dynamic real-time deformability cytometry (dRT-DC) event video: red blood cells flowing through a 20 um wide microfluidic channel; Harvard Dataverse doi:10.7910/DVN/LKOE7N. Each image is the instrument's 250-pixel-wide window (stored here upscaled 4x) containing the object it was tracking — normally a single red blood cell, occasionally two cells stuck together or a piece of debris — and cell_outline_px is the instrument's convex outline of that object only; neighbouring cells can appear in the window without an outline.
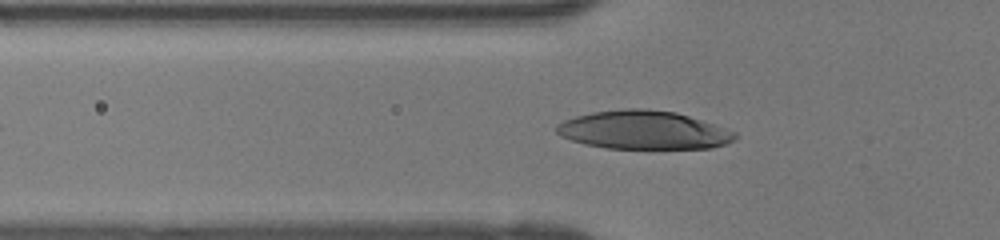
{"species": "human", "species_latin": "Homo sapiens", "temperature_condition": "room temperature", "stored_images_in_passage": 43, "camera_frame_rate_fps": 3000, "um_per_image_px": 0.085, "donor": {"sex": "female"}, "frame": {"image": 1, "passage_image": 17, "time_ms": 5.333, "image_size_px": [1000, 240], "cell_outline_px": [[732, 136], [728, 140], [720, 144], [708, 148], [612, 148], [588, 144], [564, 136], [556, 128], [560, 124], [568, 120], [580, 116], [600, 112], [672, 112], [684, 116]], "centroid_in_image_um": [54.54, 11.12], "position_along_channel_um": 71.3, "area_um2": 35.49}}
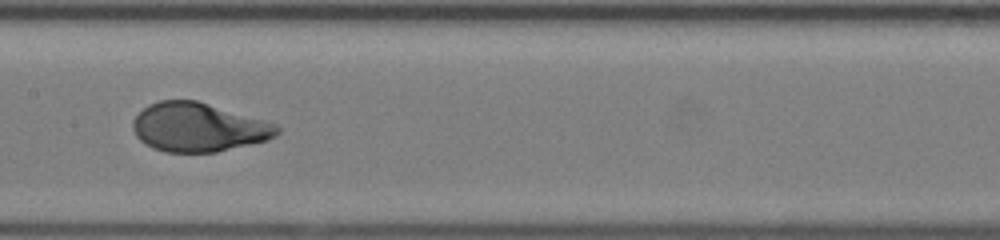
{"frame": {"image": 2, "passage_image": 25, "time_ms": 8.0, "image_size_px": [1000, 240], "cell_outline_px": [[276, 132], [272, 136], [264, 140], [212, 152], [172, 152], [156, 148], [148, 144], [136, 132], [136, 116], [144, 108], [152, 104], [164, 100], [192, 100], [276, 128]], "centroid_in_image_um": [16.71, 10.84], "position_along_channel_um": 190.7, "area_um2": 37.51}}
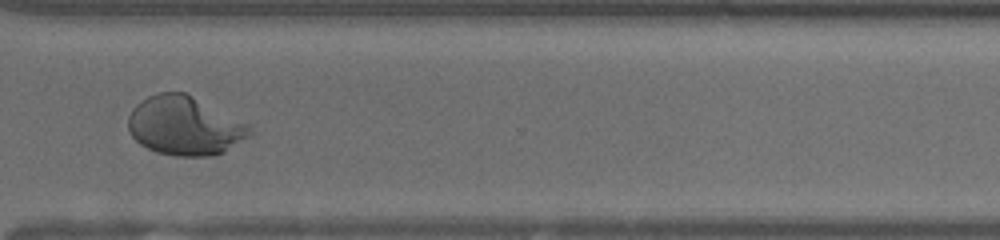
{"frame": {"image": 3, "passage_image": 36, "time_ms": 11.667, "image_size_px": [1000, 240], "cell_outline_px": [[240, 136], [220, 152], [196, 156], [184, 156], [160, 152], [148, 148], [136, 140], [132, 136], [128, 128], [128, 120], [132, 112], [144, 100], [152, 96], [164, 92], [184, 92]], "centroid_in_image_um": [15.2, 10.73], "position_along_channel_um": 355.4, "area_um2": 35.26}}